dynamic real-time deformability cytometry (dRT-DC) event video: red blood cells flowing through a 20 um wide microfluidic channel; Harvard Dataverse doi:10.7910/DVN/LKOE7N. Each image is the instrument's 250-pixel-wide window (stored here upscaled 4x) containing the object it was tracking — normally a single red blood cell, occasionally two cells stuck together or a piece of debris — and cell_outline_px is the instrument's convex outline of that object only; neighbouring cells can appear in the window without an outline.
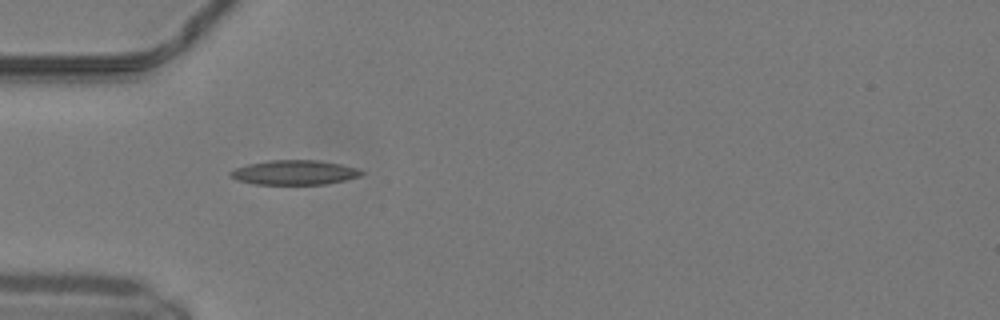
{"species": "common noctule bat (a hibernating species)", "species_latin": "Nyctalus noctula", "temperature_condition": "warm", "stored_images_in_passage": 33, "camera_frame_rate_fps": 3000, "um_per_image_px": 0.085, "animal": {"sex": "male", "body_mass_g": 19.2, "forearm_length_mm": 51.8}, "frame": {"image": 1, "passage_image": 1, "time_ms": 0.0, "image_size_px": [1000, 320], "cell_outline_px": [[364, 172], [360, 176], [328, 184], [256, 184], [236, 180], [228, 176], [228, 172], [236, 168], [248, 164], [268, 160], [316, 160], [340, 164], [356, 168]], "centroid_in_image_um": [24.98, 14.66], "position_along_channel_um": 60.0, "area_um2": 18.73}}
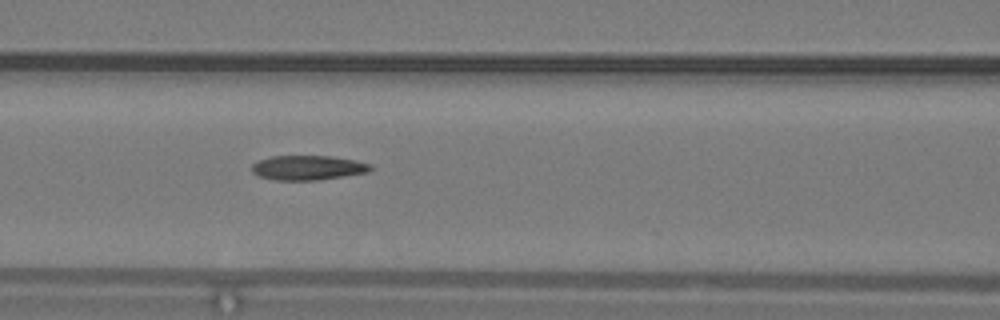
{"frame": {"image": 2, "passage_image": 7, "time_ms": 2.0, "image_size_px": [1000, 320], "cell_outline_px": [[372, 168], [368, 172], [320, 180], [276, 180], [260, 176], [252, 172], [252, 164], [260, 160], [272, 156], [332, 156], [356, 160], [372, 164]], "centroid_in_image_um": [26.2, 14.25], "position_along_channel_um": 140.4, "area_um2": 16.99}}
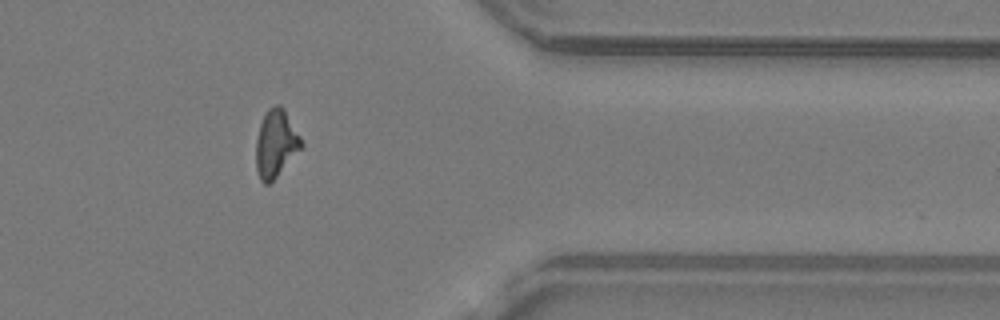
{"frame": {"image": 3, "passage_image": 26, "time_ms": 8.333, "image_size_px": [1000, 320], "cell_outline_px": [[304, 144], [276, 176], [268, 184], [264, 184], [260, 180], [256, 168], [256, 140], [260, 124], [268, 108], [276, 104], [280, 104], [284, 108], [300, 136]], "centroid_in_image_um": [23.43, 12.17], "position_along_channel_um": 388.0, "area_um2": 17.51}, "authors_computed_cell_mechanics": {"area_um2": 17.3978, "velocity_mm_per_s": 4.1808, "shape_relaxation_time_tau1_ms": null, "shape_relaxation_time_tau2_ms": 7.867, "deformation_change_tau1": null, "deformation_change_tau2": 0.1844}}